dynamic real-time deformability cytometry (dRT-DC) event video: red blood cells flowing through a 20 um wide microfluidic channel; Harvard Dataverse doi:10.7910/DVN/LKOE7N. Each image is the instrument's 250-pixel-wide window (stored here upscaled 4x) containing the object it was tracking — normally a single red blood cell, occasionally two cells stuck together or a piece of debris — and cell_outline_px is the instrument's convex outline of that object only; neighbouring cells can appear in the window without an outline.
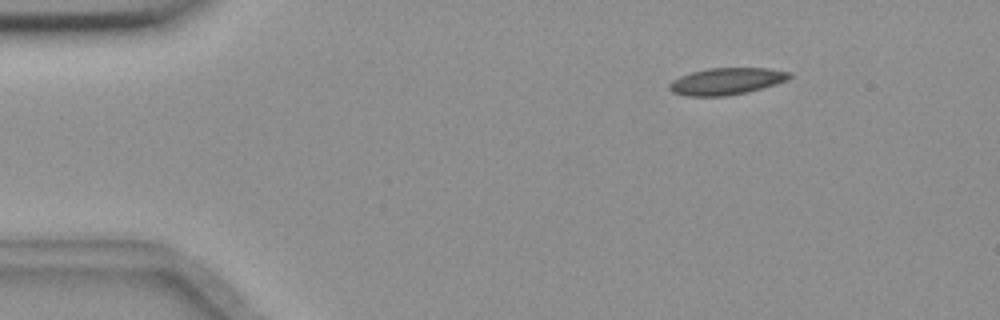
{"species": "common noctule bat (a hibernating species)", "species_latin": "Nyctalus noctula", "temperature_condition": "room temperature", "stored_images_in_passage": 9, "camera_frame_rate_fps": 3000, "um_per_image_px": 0.085, "animal": {"sex": "female", "body_mass_g": 18.4}, "frame": {"image": 1, "passage_image": 2, "time_ms": 0.333, "image_size_px": [1000, 320], "cell_outline_px": [[792, 76], [788, 80], [776, 84], [744, 92], [724, 96], [688, 96], [672, 92], [668, 88], [668, 84], [672, 80], [680, 76], [692, 72], [708, 68], [768, 68], [792, 72]], "centroid_in_image_um": [61.75, 6.9], "position_along_channel_um": 23.3, "area_um2": 18.73}}
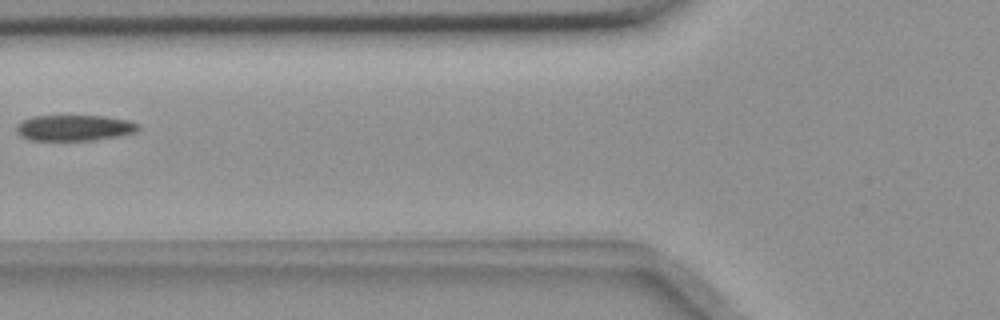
{"frame": {"image": 2, "passage_image": 6, "time_ms": 1.667, "image_size_px": [1000, 320], "cell_outline_px": [[140, 128], [136, 132], [116, 136], [92, 140], [28, 140], [20, 136], [16, 132], [16, 124], [20, 120], [32, 116], [104, 116], [128, 120], [140, 124]], "centroid_in_image_um": [6.27, 10.86], "position_along_channel_um": 119.5, "area_um2": 18.5}}
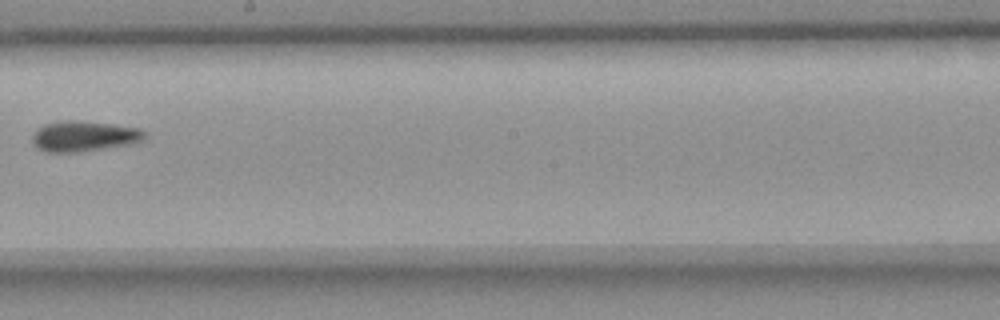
{"frame": {"image": 3, "passage_image": 9, "time_ms": 2.667, "image_size_px": [1000, 320], "cell_outline_px": [[148, 132], [144, 140], [136, 144], [80, 152], [44, 152], [36, 148], [32, 144], [32, 136], [36, 128], [44, 124], [64, 120], [80, 120], [112, 124], [140, 128]], "centroid_in_image_um": [7.17, 11.58], "position_along_channel_um": 241.0, "area_um2": 20.63}}